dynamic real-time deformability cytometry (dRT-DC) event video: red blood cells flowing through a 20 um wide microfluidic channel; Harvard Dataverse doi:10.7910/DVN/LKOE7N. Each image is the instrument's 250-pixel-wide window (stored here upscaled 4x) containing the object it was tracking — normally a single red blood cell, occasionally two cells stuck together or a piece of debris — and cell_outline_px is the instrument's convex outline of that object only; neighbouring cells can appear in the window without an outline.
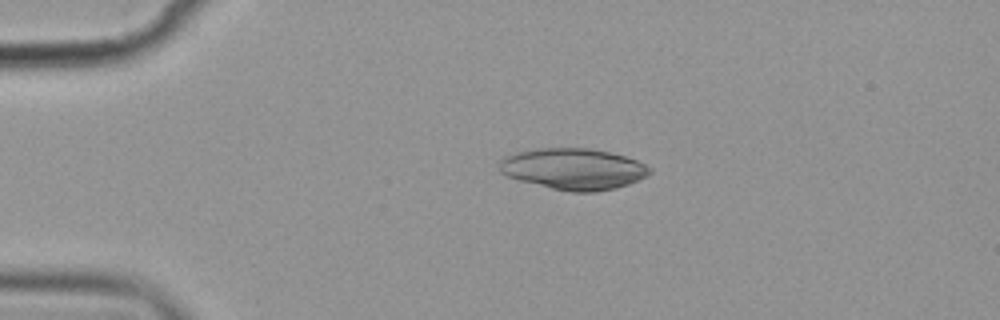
{"species": "common noctule bat (a hibernating species)", "species_latin": "Nyctalus noctula", "temperature_condition": "cold", "stored_images_in_passage": 3, "camera_frame_rate_fps": 3000, "um_per_image_px": 0.085, "animal": {"sex": "female", "body_mass_g": 19.9}, "frame": {"image": 1, "passage_image": 2, "time_ms": 1.333, "image_size_px": [1000, 320], "cell_outline_px": [[652, 172], [628, 184], [616, 188], [596, 192], [572, 192], [552, 188], [520, 180], [508, 176], [500, 172], [500, 160], [504, 156], [516, 152], [536, 148], [588, 148], [608, 152], [624, 156], [636, 160], [652, 168]], "centroid_in_image_um": [48.73, 14.35], "position_along_channel_um": 36.3, "area_um2": 35.89}}